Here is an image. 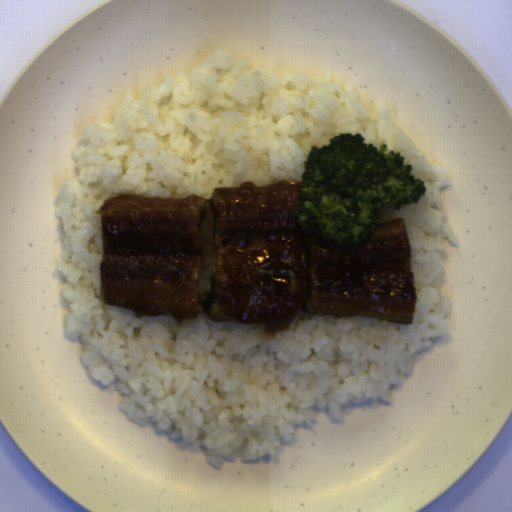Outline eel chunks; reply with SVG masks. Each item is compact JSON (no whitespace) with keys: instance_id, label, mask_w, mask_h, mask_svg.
<instances>
[{"instance_id":"1","label":"eel chunks","mask_w":512,"mask_h":512,"mask_svg":"<svg viewBox=\"0 0 512 512\" xmlns=\"http://www.w3.org/2000/svg\"><path fill=\"white\" fill-rule=\"evenodd\" d=\"M303 182L247 180L210 198L104 200L98 293L136 318L261 324L268 337L309 316L412 325L418 302L406 219L380 223L363 249L300 228Z\"/></svg>"}]
</instances>
